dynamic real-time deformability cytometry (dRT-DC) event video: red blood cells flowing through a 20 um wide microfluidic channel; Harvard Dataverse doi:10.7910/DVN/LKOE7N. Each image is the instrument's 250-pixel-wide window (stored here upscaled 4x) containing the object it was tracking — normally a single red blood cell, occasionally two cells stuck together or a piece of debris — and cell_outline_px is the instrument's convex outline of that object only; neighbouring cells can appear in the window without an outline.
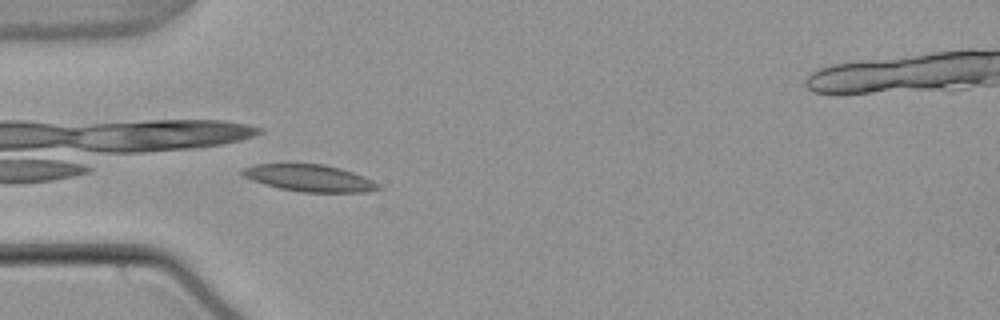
{"species": "common noctule bat (a hibernating species)", "species_latin": "Nyctalus noctula", "temperature_condition": "warm", "stored_images_in_passage": 41, "camera_frame_rate_fps": 3000, "um_per_image_px": 0.085, "animal": {"sex": "male", "body_mass_g": 21.5, "forearm_length_mm": 52.0}, "frame": {"image": 1, "passage_image": 2, "time_ms": 0.333, "image_size_px": [1000, 320], "cell_outline_px": [[380, 188], [368, 192], [300, 192], [280, 188], [264, 184], [252, 180], [244, 176], [240, 172], [244, 168], [256, 164], [324, 164], [340, 168], [364, 176], [380, 184]], "centroid_in_image_um": [26.32, 15.14], "position_along_channel_um": 58.7, "area_um2": 21.15}}
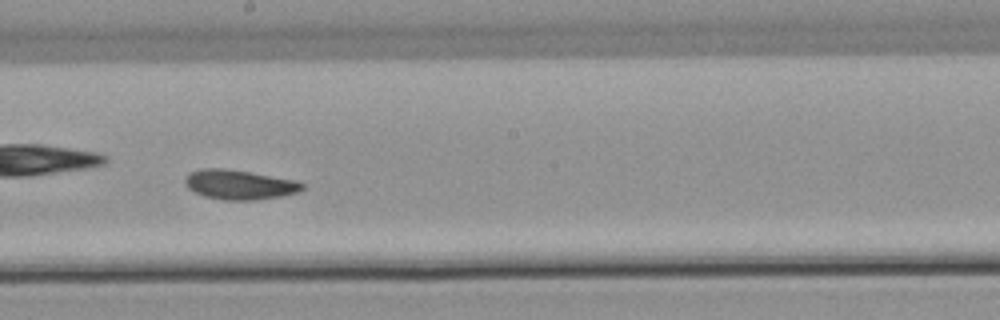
{"frame": {"image": 2, "passage_image": 16, "time_ms": 5.0, "image_size_px": [1000, 320], "cell_outline_px": [[304, 188], [300, 192], [280, 196], [256, 200], [224, 200], [204, 196], [188, 188], [184, 184], [184, 180], [192, 172], [200, 168], [224, 168], [296, 180], [304, 184]], "centroid_in_image_um": [20.36, 15.7], "position_along_channel_um": 227.8, "area_um2": 20.11}}
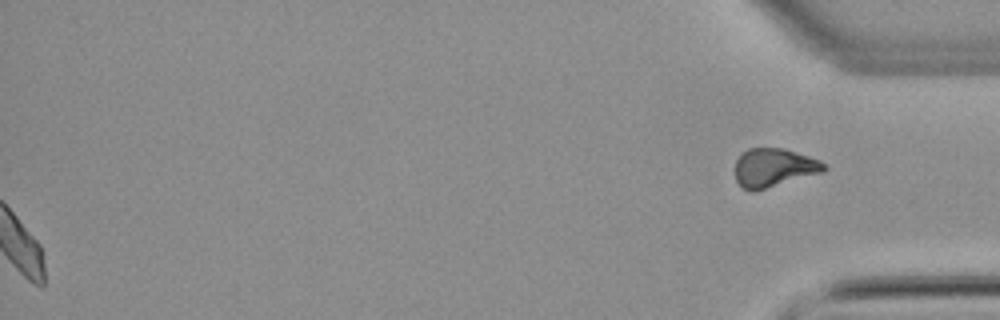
{"frame": {"image": 3, "passage_image": 41, "time_ms": 13.333, "image_size_px": [1000, 320], "cell_outline_px": [[828, 168], [824, 172], [752, 192], [744, 188], [736, 180], [736, 160], [748, 148], [784, 148], [820, 160]], "centroid_in_image_um": [65.8, 14.25], "position_along_channel_um": 369.4, "area_um2": 19.83}, "authors_computed_cell_mechanics": {"area_um2": 19.7098, "velocity_mm_per_s": 3.7257, "shape_relaxation_time_tau1_ms": 10.4573, "shape_relaxation_time_tau2_ms": 2.0695, "deformation_change_tau1": 0.1876, "deformation_change_tau2": 0.0616}}